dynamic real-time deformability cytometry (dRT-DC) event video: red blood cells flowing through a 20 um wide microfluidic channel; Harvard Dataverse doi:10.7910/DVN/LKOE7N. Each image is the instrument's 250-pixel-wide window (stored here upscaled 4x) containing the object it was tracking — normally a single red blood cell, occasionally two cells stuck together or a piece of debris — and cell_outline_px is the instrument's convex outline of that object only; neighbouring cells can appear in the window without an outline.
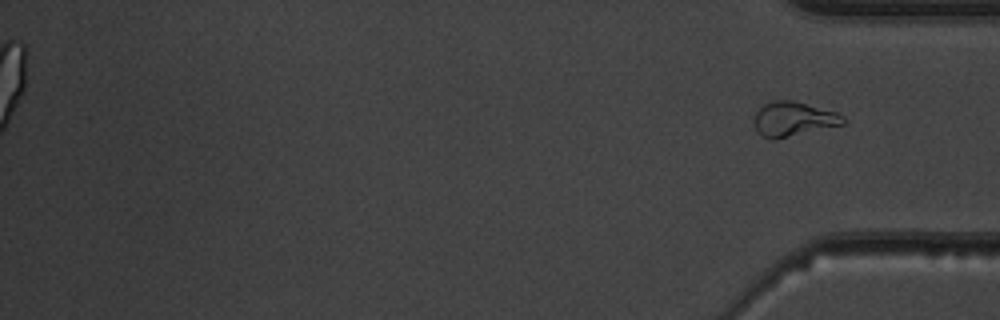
{"species": "common noctule bat (a hibernating species)", "species_latin": "Nyctalus noctula", "temperature_condition": "warm", "stored_images_in_passage": 41, "segment_of_instrument_passage": [2, 2], "camera_frame_rate_fps": 3000, "um_per_image_px": 0.085, "animal": {"sex": "male", "body_mass_g": 19.5, "forearm_length_mm": 54.6}, "frame": {"image": 1, "passage_image": 41, "time_ms": 13.333, "image_size_px": [1000, 320], "cell_outline_px": [[848, 120], [844, 124], [776, 140], [768, 140], [756, 128], [756, 112], [764, 104], [772, 100], [792, 100], [836, 112], [844, 116]], "centroid_in_image_um": [67.48, 10.13], "position_along_channel_um": 367.7, "area_um2": 17.8}}